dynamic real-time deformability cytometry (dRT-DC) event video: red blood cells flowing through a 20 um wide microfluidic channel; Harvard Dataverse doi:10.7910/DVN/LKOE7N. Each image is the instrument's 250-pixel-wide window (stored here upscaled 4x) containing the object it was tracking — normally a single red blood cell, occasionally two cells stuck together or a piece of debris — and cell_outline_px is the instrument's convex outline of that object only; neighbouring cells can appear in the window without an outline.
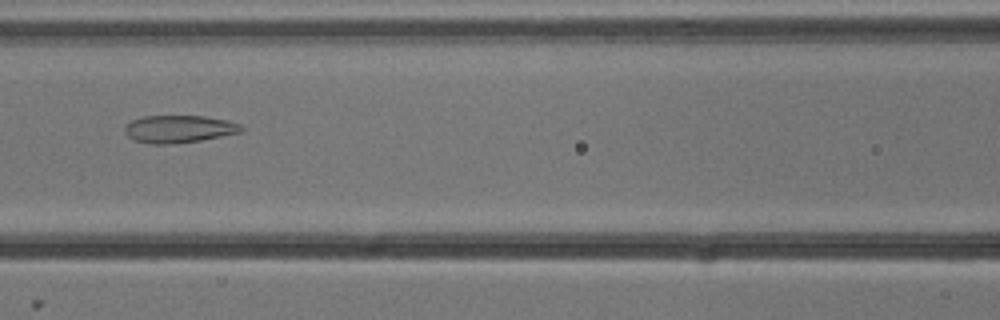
{"species": "common noctule bat (a hibernating species)", "species_latin": "Nyctalus noctula", "temperature_condition": "cold", "stored_images_in_passage": 9, "camera_frame_rate_fps": 3000, "um_per_image_px": 0.085, "animal": {"sex": "male", "body_mass_g": 13.3}, "frame": {"image": 1, "passage_image": 7, "time_ms": 2.0, "image_size_px": [1000, 320], "cell_outline_px": [[244, 128], [240, 132], [200, 140], [168, 144], [148, 144], [132, 140], [124, 132], [124, 128], [132, 120], [144, 116], [204, 116], [228, 120], [240, 124]], "centroid_in_image_um": [15.18, 10.96], "position_along_channel_um": 151.4, "area_um2": 18.61}}
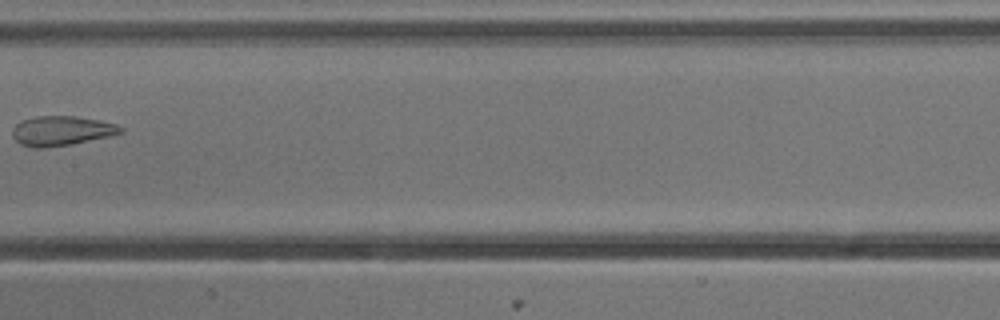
{"frame": {"image": 2, "passage_image": 8, "time_ms": 2.333, "image_size_px": [1000, 320], "cell_outline_px": [[124, 132], [108, 136], [72, 144], [44, 148], [32, 148], [20, 144], [12, 136], [12, 128], [20, 120], [36, 116], [76, 116], [100, 120], [116, 124], [124, 128]], "centroid_in_image_um": [5.2, 11.11], "position_along_channel_um": 202.2, "area_um2": 18.84}}
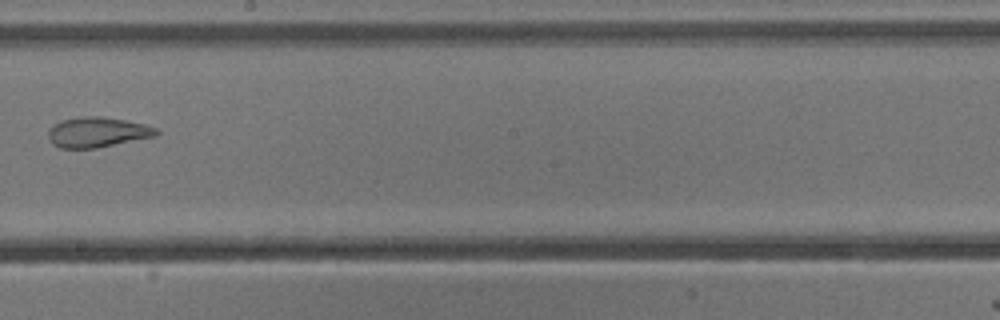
{"frame": {"image": 3, "passage_image": 9, "time_ms": 2.667, "image_size_px": [1000, 320], "cell_outline_px": [[160, 132], [156, 136], [96, 148], [60, 148], [52, 144], [48, 136], [48, 132], [56, 124], [64, 120], [80, 116], [100, 116], [124, 120], [144, 124], [156, 128]], "centroid_in_image_um": [8.3, 11.24], "position_along_channel_um": 239.9, "area_um2": 18.79}}